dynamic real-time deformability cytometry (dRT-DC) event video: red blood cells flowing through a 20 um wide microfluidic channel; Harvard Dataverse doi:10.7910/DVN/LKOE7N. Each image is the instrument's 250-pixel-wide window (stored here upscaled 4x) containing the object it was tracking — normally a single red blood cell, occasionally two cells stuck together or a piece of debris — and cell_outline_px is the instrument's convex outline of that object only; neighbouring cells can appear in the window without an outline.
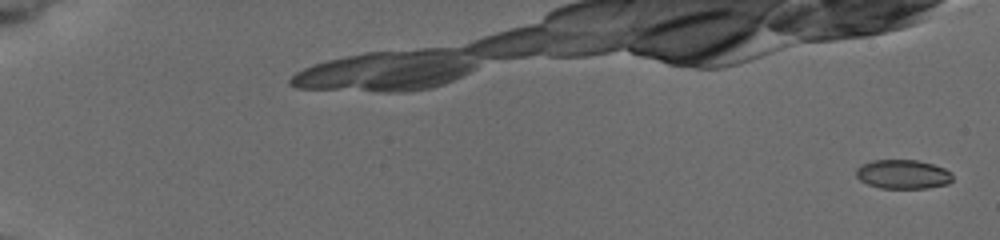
{"species": "common noctule bat (a hibernating species)", "species_latin": "Nyctalus noctula", "temperature_condition": "cold", "stored_images_in_passage": 5, "camera_frame_rate_fps": 3000, "um_per_image_px": 0.085, "animal": {"sex": "female", "body_mass_g": 19.5, "forearm_length_mm": 54.1}, "frame": {"image": 1, "passage_image": 1, "time_ms": 0.0, "image_size_px": [1000, 240], "cell_outline_px": [[952, 180], [948, 184], [928, 188], [880, 188], [868, 184], [860, 180], [856, 176], [856, 168], [872, 160], [916, 160], [932, 164], [944, 168], [952, 172]], "centroid_in_image_um": [76.76, 14.82], "position_along_channel_um": 8.2, "area_um2": 16.36}}